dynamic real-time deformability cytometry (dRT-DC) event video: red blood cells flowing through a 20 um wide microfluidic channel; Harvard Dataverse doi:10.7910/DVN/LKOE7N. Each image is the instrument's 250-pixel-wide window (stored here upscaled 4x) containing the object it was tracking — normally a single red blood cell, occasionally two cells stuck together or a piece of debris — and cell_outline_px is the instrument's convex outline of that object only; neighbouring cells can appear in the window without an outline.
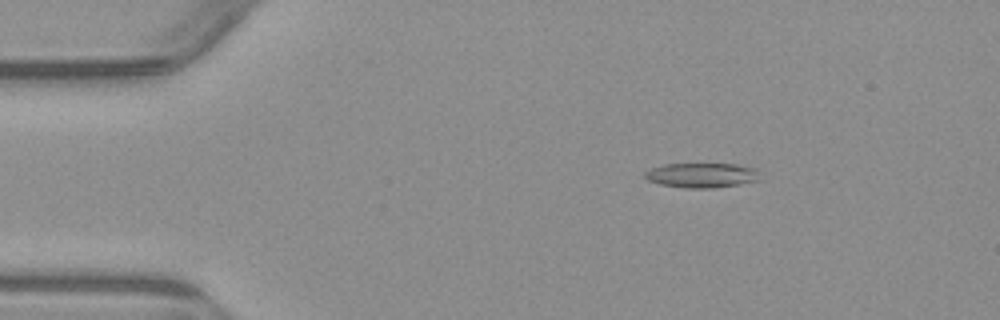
{"species": "common noctule bat (a hibernating species)", "species_latin": "Nyctalus noctula", "temperature_condition": "warm", "stored_images_in_passage": 4, "camera_frame_rate_fps": 3000, "um_per_image_px": 0.085, "animal": {"sex": "male", "body_mass_g": 23.1, "forearm_length_mm": 52.7}, "frame": {"image": 1, "passage_image": 3, "time_ms": 2.333, "image_size_px": [1000, 320], "cell_outline_px": [[760, 180], [740, 184], [712, 188], [684, 188], [660, 184], [648, 180], [644, 176], [644, 172], [652, 168], [664, 164], [736, 164], [756, 168]], "centroid_in_image_um": [59.65, 14.9], "position_along_channel_um": 25.4, "area_um2": 16.59}}